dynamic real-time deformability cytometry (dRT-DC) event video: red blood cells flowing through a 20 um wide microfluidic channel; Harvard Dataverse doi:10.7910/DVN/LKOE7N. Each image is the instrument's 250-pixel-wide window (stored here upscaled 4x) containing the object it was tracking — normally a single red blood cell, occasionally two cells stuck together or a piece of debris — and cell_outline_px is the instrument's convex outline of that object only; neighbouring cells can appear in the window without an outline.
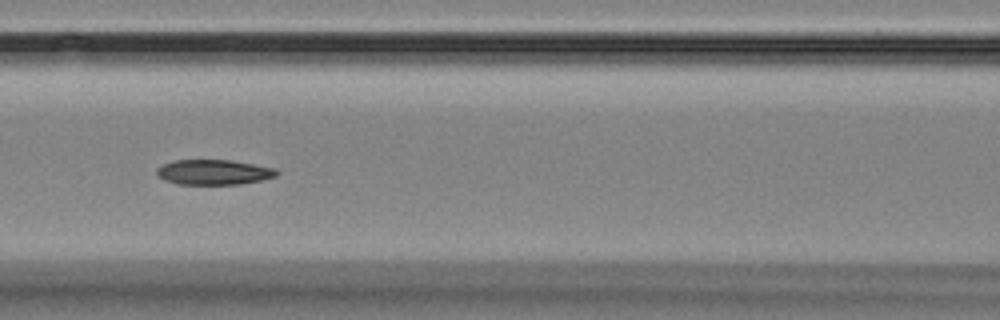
{"species": "Egyptian fruit bat (a non-hibernating species)", "species_latin": "Rousettus aegyptiacus", "temperature_condition": "room temperature", "stored_images_in_passage": 7, "camera_frame_rate_fps": 3000, "um_per_image_px": 0.085, "animal": {"sex": "female"}, "frame": {"image": 1, "passage_image": 7, "time_ms": 7.667, "image_size_px": [1000, 320], "cell_outline_px": [[280, 172], [276, 176], [260, 180], [240, 184], [176, 184], [164, 180], [156, 176], [156, 168], [160, 164], [172, 160], [232, 160], [276, 168]], "centroid_in_image_um": [18.12, 14.63], "position_along_channel_um": 148.5, "area_um2": 17.8}}